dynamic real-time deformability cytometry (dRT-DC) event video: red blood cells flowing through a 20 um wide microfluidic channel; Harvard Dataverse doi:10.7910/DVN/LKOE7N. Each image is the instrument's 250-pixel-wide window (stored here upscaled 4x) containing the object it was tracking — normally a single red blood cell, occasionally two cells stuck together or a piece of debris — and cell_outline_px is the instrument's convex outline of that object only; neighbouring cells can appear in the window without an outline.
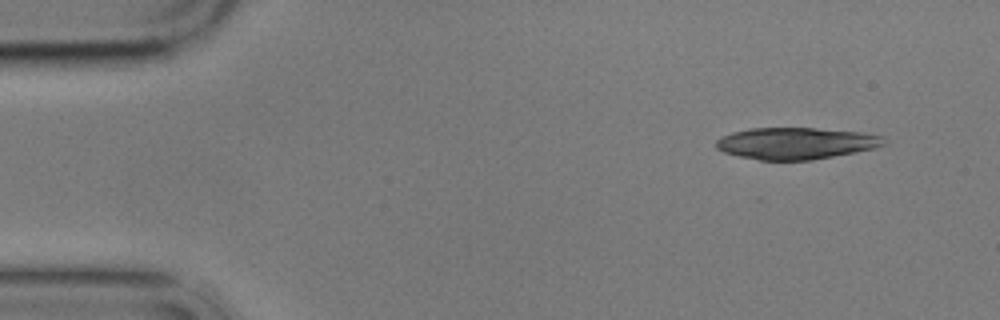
{"species": "common noctule bat (a hibernating species)", "species_latin": "Nyctalus noctula", "temperature_condition": "cold", "stored_images_in_passage": 4, "camera_frame_rate_fps": 3000, "um_per_image_px": 0.085, "animal": {"sex": "male", "body_mass_g": 17.9}, "frame": {"image": 1, "passage_image": 1, "time_ms": 0.0, "image_size_px": [1000, 320], "cell_outline_px": [[884, 144], [872, 148], [812, 160], [760, 160], [740, 156], [724, 152], [716, 148], [716, 140], [720, 136], [732, 132], [748, 128], [816, 128], [860, 132], [884, 136]], "centroid_in_image_um": [67.59, 12.17], "position_along_channel_um": 17.4, "area_um2": 30.75}}